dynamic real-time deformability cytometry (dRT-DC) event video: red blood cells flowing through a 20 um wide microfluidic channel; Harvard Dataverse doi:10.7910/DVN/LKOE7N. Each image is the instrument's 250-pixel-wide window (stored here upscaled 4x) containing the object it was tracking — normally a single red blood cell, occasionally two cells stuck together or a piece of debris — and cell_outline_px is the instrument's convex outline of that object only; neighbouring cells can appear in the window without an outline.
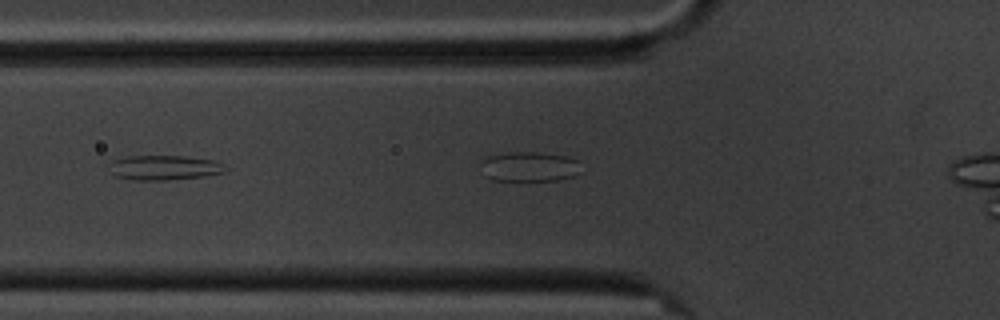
{"species": "common noctule bat (a hibernating species)", "species_latin": "Nyctalus noctula", "temperature_condition": "cold", "stored_images_in_passage": 9, "segment_of_instrument_passage": [1, 2], "camera_frame_rate_fps": 3000, "um_per_image_px": 0.085, "animal": {"sex": "male", "body_mass_g": 20.1, "forearm_length_mm": 53.5}, "frame": {"image": 1, "passage_image": 3, "time_ms": 3.333, "image_size_px": [1000, 320], "cell_outline_px": [[224, 172], [204, 176], [168, 180], [132, 180], [116, 176], [112, 172], [108, 164], [112, 160], [124, 156], [184, 156], [212, 160], [224, 164]], "centroid_in_image_um": [13.9, 14.24], "position_along_channel_um": 111.9, "area_um2": 16.7}}
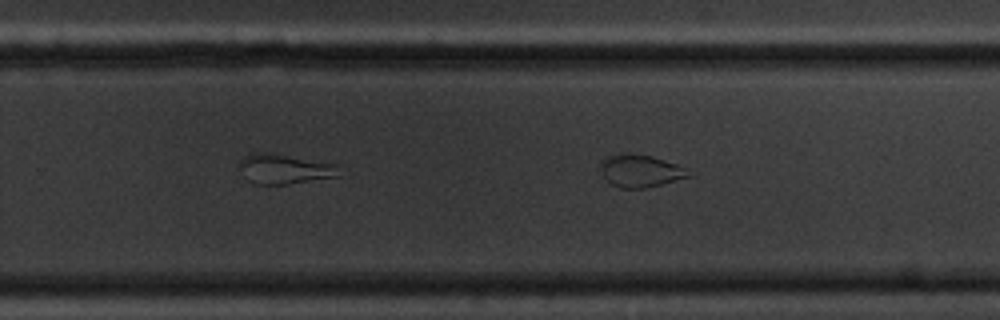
{"frame": {"image": 2, "passage_image": 8, "time_ms": 9.0, "image_size_px": [1000, 320], "cell_outline_px": [[696, 172], [692, 176], [644, 188], [620, 188], [612, 184], [604, 176], [600, 168], [600, 164], [608, 156], [652, 156], [676, 164]], "centroid_in_image_um": [54.53, 14.57], "position_along_channel_um": 275.3, "area_um2": 16.01}}